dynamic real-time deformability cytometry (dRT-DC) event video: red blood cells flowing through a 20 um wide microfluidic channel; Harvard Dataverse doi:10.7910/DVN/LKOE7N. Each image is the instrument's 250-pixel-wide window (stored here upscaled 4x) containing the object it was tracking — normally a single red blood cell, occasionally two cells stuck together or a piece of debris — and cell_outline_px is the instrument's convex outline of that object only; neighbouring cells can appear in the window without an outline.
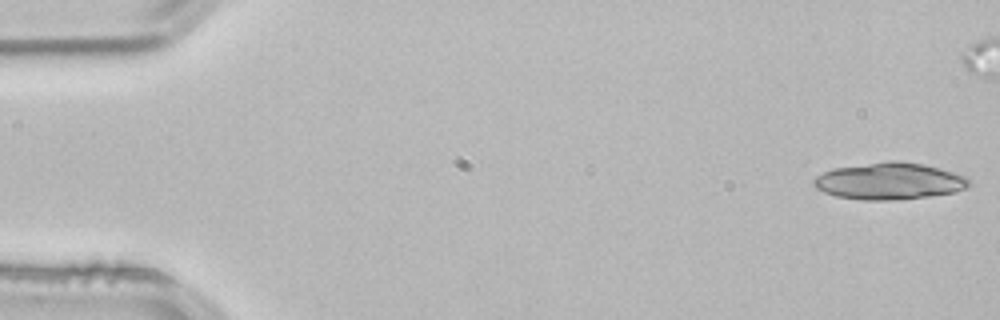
{"species": "common noctule bat (a hibernating species)", "species_latin": "Nyctalus noctula", "temperature_condition": "room temperature", "stored_images_in_passage": 34, "camera_frame_rate_fps": 3000, "um_per_image_px": 0.085, "animal": {"sex": "male", "body_mass_g": 21.5, "forearm_length_mm": 52.0}, "frame": {"image": 1, "passage_image": 1, "time_ms": 0.0, "image_size_px": [1000, 320], "cell_outline_px": [[972, 184], [968, 188], [956, 192], [928, 196], [892, 200], [864, 200], [836, 196], [824, 192], [816, 188], [812, 184], [812, 180], [816, 176], [832, 168], [888, 160], [900, 160], [924, 164], [940, 168], [968, 176]], "centroid_in_image_um": [75.63, 15.38], "position_along_channel_um": 9.4, "area_um2": 33.76}}